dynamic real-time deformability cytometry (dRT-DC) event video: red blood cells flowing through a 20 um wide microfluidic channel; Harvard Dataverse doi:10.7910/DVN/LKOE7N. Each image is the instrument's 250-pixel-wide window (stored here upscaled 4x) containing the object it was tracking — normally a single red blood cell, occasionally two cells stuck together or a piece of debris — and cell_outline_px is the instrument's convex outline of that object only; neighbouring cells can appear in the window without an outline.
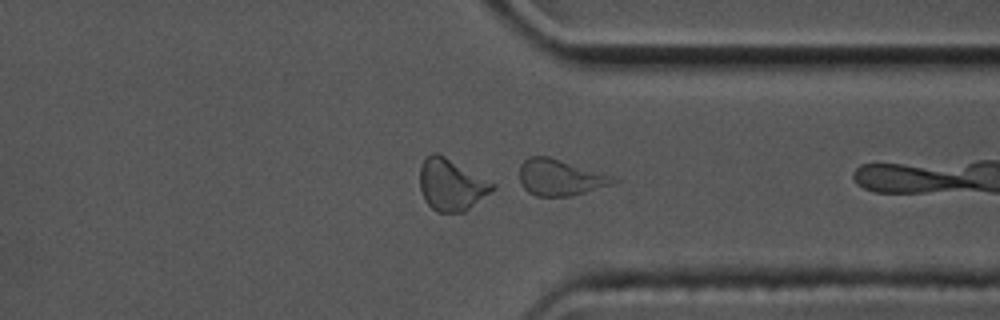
{"species": "common noctule bat (a hibernating species)", "species_latin": "Nyctalus noctula", "temperature_condition": "cold", "stored_images_in_passage": 26, "camera_frame_rate_fps": 3000, "um_per_image_px": 0.085, "animal": {"sex": "male", "body_mass_g": 17.5, "forearm_length_mm": 52.3}, "frame": {"image": 1, "passage_image": 26, "time_ms": 8.333, "image_size_px": [1000, 320], "cell_outline_px": [[620, 180], [612, 184], [584, 192], [568, 196], [536, 196], [528, 192], [520, 184], [520, 164], [528, 156], [548, 156]], "centroid_in_image_um": [47.5, 15.09], "position_along_channel_um": 363.9, "area_um2": 19.19}, "authors_computed_cell_mechanics": {"area_um2": 19.8832, "velocity_mm_per_s": 3.5794, "shape_relaxation_time_tau1_ms": 9.3309, "shape_relaxation_time_tau2_ms": null, "deformation_change_tau1": 0.1979, "deformation_change_tau2": null}}